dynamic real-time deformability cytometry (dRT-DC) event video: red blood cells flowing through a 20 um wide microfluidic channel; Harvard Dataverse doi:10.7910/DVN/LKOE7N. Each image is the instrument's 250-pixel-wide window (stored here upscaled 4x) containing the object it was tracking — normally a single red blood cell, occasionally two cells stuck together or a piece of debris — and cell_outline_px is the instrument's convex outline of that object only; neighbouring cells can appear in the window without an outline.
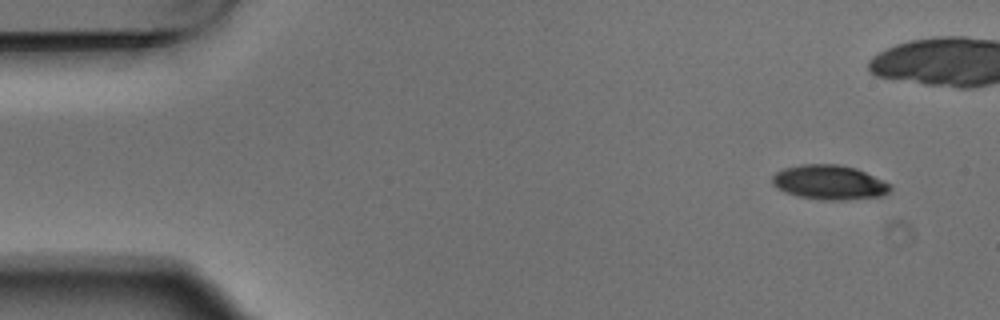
{"species": "Egyptian fruit bat (a non-hibernating species)", "species_latin": "Rousettus aegyptiacus", "temperature_condition": "warm", "stored_images_in_passage": 5, "camera_frame_rate_fps": 3000, "um_per_image_px": 0.085, "animal": {"sex": "male"}, "frame": {"image": 1, "passage_image": 1, "time_ms": 0.0, "image_size_px": [1000, 320], "cell_outline_px": [[892, 188], [888, 192], [880, 196], [844, 200], [820, 200], [796, 196], [784, 192], [776, 188], [772, 184], [772, 176], [776, 172], [784, 168], [800, 164], [836, 164], [856, 168], [884, 180], [892, 184]], "centroid_in_image_um": [70.47, 15.5], "position_along_channel_um": 14.5, "area_um2": 23.99}}